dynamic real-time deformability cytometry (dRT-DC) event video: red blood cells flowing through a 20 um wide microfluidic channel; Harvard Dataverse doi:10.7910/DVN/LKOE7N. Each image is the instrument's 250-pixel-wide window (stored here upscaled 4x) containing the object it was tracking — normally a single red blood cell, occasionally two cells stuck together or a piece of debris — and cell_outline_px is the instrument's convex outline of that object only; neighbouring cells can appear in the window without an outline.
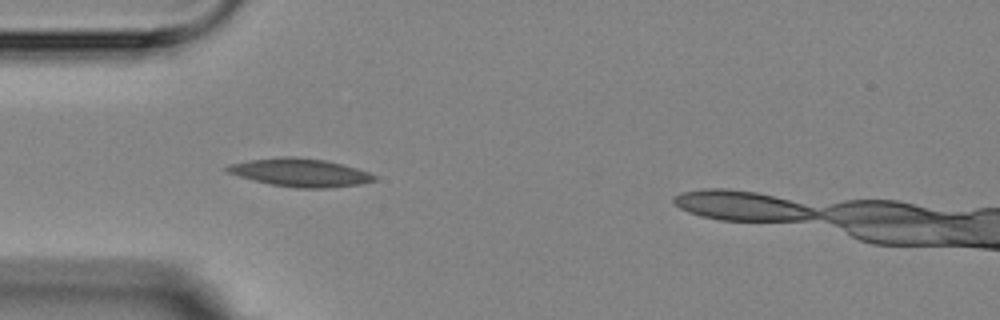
{"species": "Egyptian fruit bat (a non-hibernating species)", "species_latin": "Rousettus aegyptiacus", "temperature_condition": "room temperature", "stored_images_in_passage": 4, "camera_frame_rate_fps": 3000, "um_per_image_px": 0.085, "animal": {"sex": "female"}, "frame": {"image": 1, "passage_image": 3, "time_ms": 2.333, "image_size_px": [1000, 320], "cell_outline_px": [[376, 180], [360, 184], [328, 188], [296, 188], [272, 184], [240, 176], [228, 172], [224, 168], [228, 164], [248, 160], [280, 156], [292, 156], [324, 160], [356, 168], [368, 172], [376, 176]], "centroid_in_image_um": [25.5, 14.66], "position_along_channel_um": 59.5, "area_um2": 23.87}}